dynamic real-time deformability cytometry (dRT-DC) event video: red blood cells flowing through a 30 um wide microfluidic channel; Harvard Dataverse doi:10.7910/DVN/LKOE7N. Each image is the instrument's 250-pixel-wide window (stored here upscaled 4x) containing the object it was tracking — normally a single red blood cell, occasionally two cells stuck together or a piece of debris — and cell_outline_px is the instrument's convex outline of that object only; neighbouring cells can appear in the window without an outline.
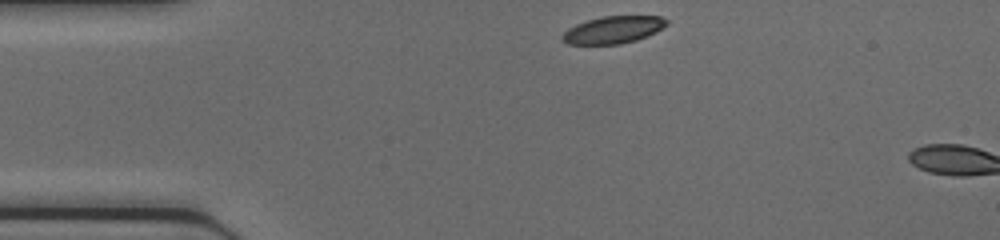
{"species": "common noctule bat (a hibernating species)", "species_latin": "Nyctalus noctula", "temperature_condition": "cold", "stored_images_in_passage": 3, "camera_frame_rate_fps": 3000, "um_per_image_px": 0.085, "animal": {"sex": "female", "body_mass_g": 17.0, "forearm_length_mm": 48.0}, "frame": {"image": 1, "passage_image": 1, "time_ms": 0.0, "image_size_px": [1000, 240], "cell_outline_px": [[668, 24], [656, 32], [636, 40], [620, 44], [568, 44], [560, 40], [560, 36], [568, 28], [576, 24], [600, 16], [660, 16], [668, 20]], "centroid_in_image_um": [52.1, 2.53], "position_along_channel_um": 32.9, "area_um2": 16.65}}